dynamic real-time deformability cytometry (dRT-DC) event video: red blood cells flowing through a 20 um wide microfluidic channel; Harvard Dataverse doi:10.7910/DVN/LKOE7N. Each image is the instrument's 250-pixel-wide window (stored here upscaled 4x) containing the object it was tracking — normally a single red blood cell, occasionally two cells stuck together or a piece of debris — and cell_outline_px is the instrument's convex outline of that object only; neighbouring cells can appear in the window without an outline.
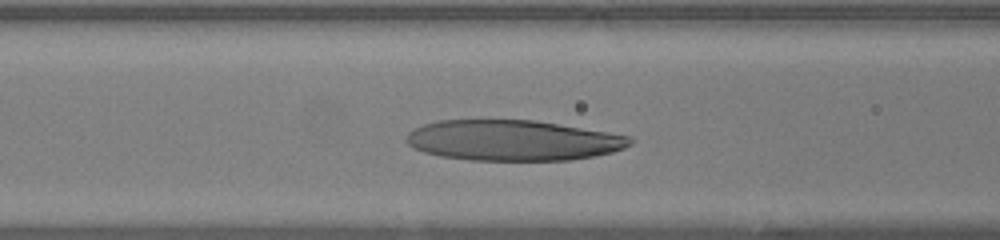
{"species": "human", "species_latin": "Homo sapiens", "temperature_condition": "warm", "stored_images_in_passage": 24, "camera_frame_rate_fps": 3000, "um_per_image_px": 0.085, "donor": {"sex": "female"}, "frame": {"image": 1, "passage_image": 5, "time_ms": 1.333, "image_size_px": [1000, 240], "cell_outline_px": [[632, 144], [624, 148], [612, 152], [592, 156], [568, 160], [468, 160], [440, 156], [424, 152], [412, 148], [404, 140], [404, 136], [408, 132], [424, 124], [436, 120], [536, 120], [632, 136]], "centroid_in_image_um": [43.56, 11.93], "position_along_channel_um": 123.0, "area_um2": 53.06}}
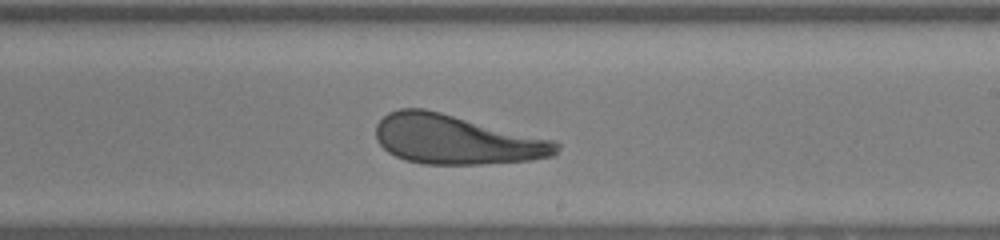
{"frame": {"image": 2, "passage_image": 14, "time_ms": 4.333, "image_size_px": [1000, 240], "cell_outline_px": [[560, 148], [552, 156], [532, 160], [480, 164], [424, 164], [404, 160], [388, 152], [376, 140], [376, 124], [388, 112], [400, 108], [424, 108], [552, 140], [560, 144]], "centroid_in_image_um": [38.73, 11.87], "position_along_channel_um": 250.3, "area_um2": 51.56}}
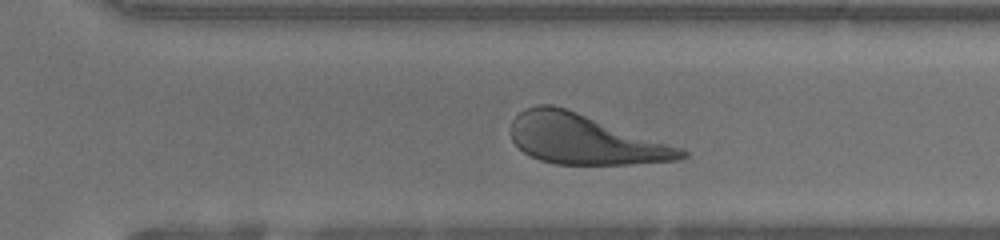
{"frame": {"image": 3, "passage_image": 19, "time_ms": 6.0, "image_size_px": [1000, 240], "cell_outline_px": [[688, 156], [680, 160], [632, 164], [556, 164], [540, 160], [524, 152], [512, 140], [512, 120], [524, 108], [536, 104], [552, 104], [684, 148], [688, 152]], "centroid_in_image_um": [49.73, 11.85], "position_along_channel_um": 320.9, "area_um2": 49.19}}